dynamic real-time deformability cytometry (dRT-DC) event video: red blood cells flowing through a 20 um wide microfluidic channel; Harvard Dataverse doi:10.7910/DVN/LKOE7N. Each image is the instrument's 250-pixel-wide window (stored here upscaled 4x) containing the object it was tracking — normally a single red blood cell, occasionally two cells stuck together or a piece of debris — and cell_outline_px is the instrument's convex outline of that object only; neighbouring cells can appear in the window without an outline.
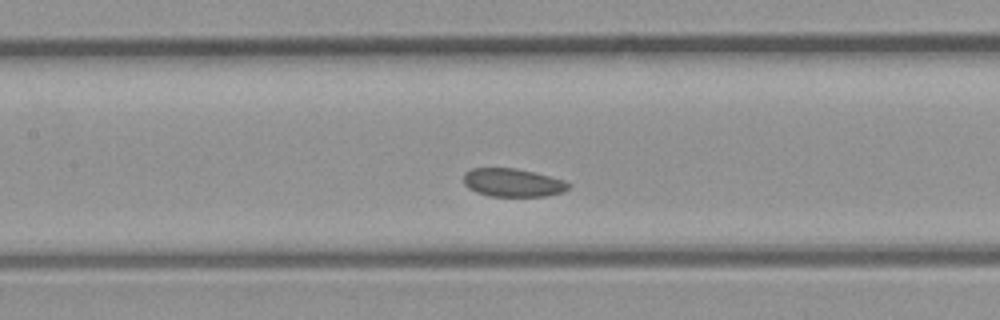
{"species": "common noctule bat (a hibernating species)", "species_latin": "Nyctalus noctula", "temperature_condition": "room temperature", "stored_images_in_passage": 35, "camera_frame_rate_fps": 3000, "um_per_image_px": 0.085, "animal": {"sex": "male", "body_mass_g": 23.1, "forearm_length_mm": 52.7}, "frame": {"image": 1, "passage_image": 16, "time_ms": 5.0, "image_size_px": [1000, 320], "cell_outline_px": [[572, 184], [564, 192], [544, 196], [488, 196], [476, 192], [468, 188], [464, 184], [464, 172], [472, 168], [516, 168], [564, 180]], "centroid_in_image_um": [43.57, 15.53], "position_along_channel_um": 163.8, "area_um2": 17.28}}
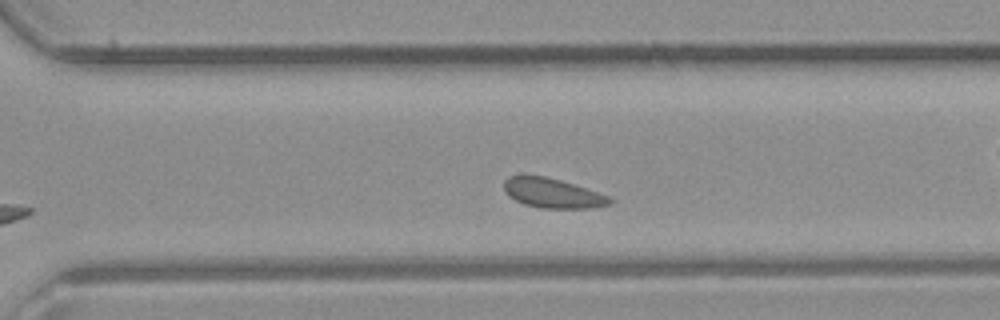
{"frame": {"image": 2, "passage_image": 25, "time_ms": 8.0, "image_size_px": [1000, 320], "cell_outline_px": [[612, 200], [608, 204], [592, 208], [544, 208], [524, 204], [508, 196], [504, 188], [504, 180], [508, 176], [544, 176], [560, 180], [608, 196]], "centroid_in_image_um": [46.92, 16.42], "position_along_channel_um": 323.7, "area_um2": 17.8}}